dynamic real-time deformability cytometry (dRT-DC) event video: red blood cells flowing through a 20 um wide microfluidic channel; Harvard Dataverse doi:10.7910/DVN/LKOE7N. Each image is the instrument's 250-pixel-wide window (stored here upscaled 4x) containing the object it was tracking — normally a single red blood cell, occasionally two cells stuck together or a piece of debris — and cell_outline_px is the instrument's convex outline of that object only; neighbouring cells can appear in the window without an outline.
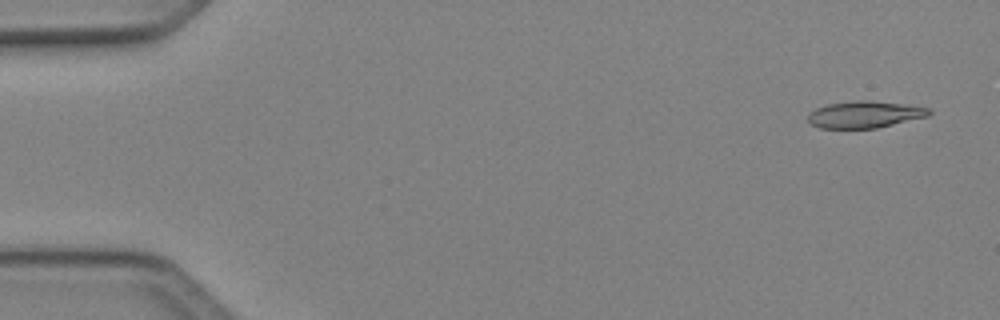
{"species": "Egyptian fruit bat (a non-hibernating species)", "species_latin": "Rousettus aegyptiacus", "temperature_condition": "cold", "stored_images_in_passage": 50, "camera_frame_rate_fps": 3000, "um_per_image_px": 0.085, "animal": {"sex": "female"}, "frame": {"image": 1, "passage_image": 3, "time_ms": 0.667, "image_size_px": [1000, 320], "cell_outline_px": [[932, 112], [928, 116], [876, 128], [820, 128], [812, 124], [808, 120], [808, 112], [816, 108], [828, 104], [856, 100], [868, 100], [904, 104], [932, 108]], "centroid_in_image_um": [73.51, 9.72], "position_along_channel_um": 11.5, "area_um2": 18.9}}
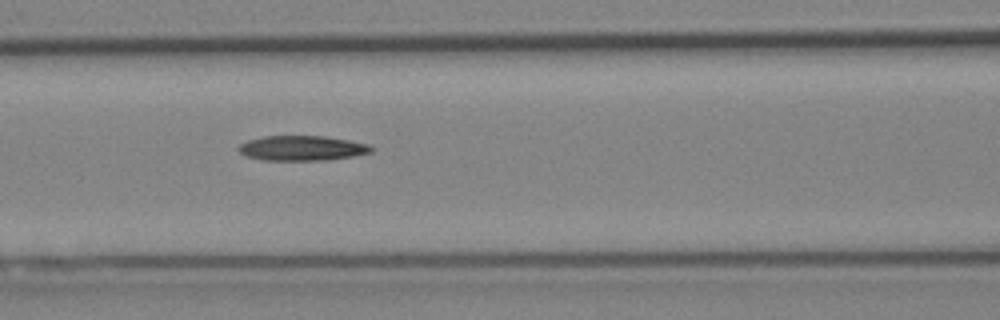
{"frame": {"image": 2, "passage_image": 22, "time_ms": 7.0, "image_size_px": [1000, 320], "cell_outline_px": [[376, 148], [372, 152], [352, 156], [328, 160], [264, 160], [248, 156], [240, 152], [236, 148], [240, 144], [248, 140], [264, 136], [324, 136], [348, 140], [368, 144]], "centroid_in_image_um": [25.69, 12.59], "position_along_channel_um": 140.9, "area_um2": 19.25}}
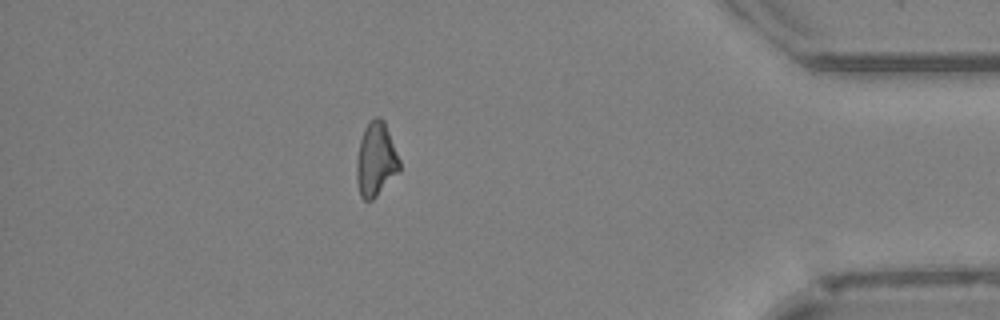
{"frame": {"image": 3, "passage_image": 44, "time_ms": 14.333, "image_size_px": [1000, 320], "cell_outline_px": [[400, 172], [372, 200], [364, 200], [360, 196], [356, 180], [356, 160], [360, 140], [364, 128], [368, 120], [372, 116], [380, 116], [384, 120], [400, 160]], "centroid_in_image_um": [31.94, 13.53], "position_along_channel_um": 403.3, "area_um2": 18.84}}